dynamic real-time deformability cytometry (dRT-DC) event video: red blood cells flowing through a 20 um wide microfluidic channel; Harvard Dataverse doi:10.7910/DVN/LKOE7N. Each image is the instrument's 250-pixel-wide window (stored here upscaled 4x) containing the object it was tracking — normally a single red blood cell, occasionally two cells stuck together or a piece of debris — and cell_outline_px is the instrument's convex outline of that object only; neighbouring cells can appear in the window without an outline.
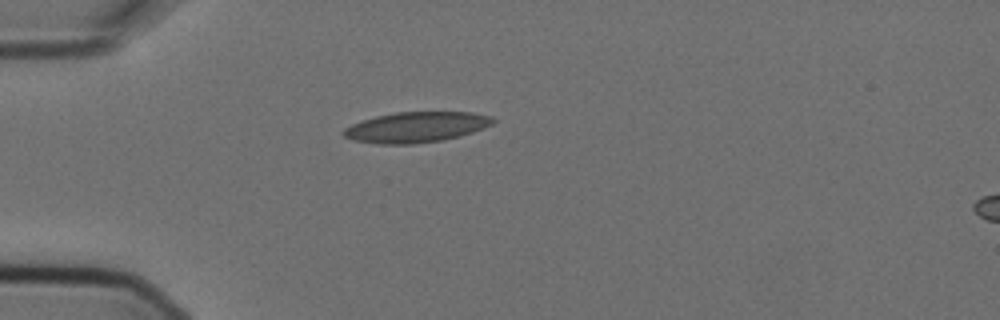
{"species": "Egyptian fruit bat (a non-hibernating species)", "species_latin": "Rousettus aegyptiacus", "temperature_condition": "cold", "stored_images_in_passage": 1, "camera_frame_rate_fps": 3000, "um_per_image_px": 0.085, "animal": {"sex": "female"}, "frame": {"image": 1, "passage_image": 1, "time_ms": 0.0, "image_size_px": [1000, 320], "cell_outline_px": [[496, 120], [492, 124], [484, 128], [460, 136], [444, 140], [412, 144], [376, 144], [352, 140], [344, 136], [340, 132], [344, 128], [352, 124], [376, 116], [396, 112], [472, 112], [492, 116]], "centroid_in_image_um": [35.37, 10.81], "position_along_channel_um": 49.6, "area_um2": 26.7}}